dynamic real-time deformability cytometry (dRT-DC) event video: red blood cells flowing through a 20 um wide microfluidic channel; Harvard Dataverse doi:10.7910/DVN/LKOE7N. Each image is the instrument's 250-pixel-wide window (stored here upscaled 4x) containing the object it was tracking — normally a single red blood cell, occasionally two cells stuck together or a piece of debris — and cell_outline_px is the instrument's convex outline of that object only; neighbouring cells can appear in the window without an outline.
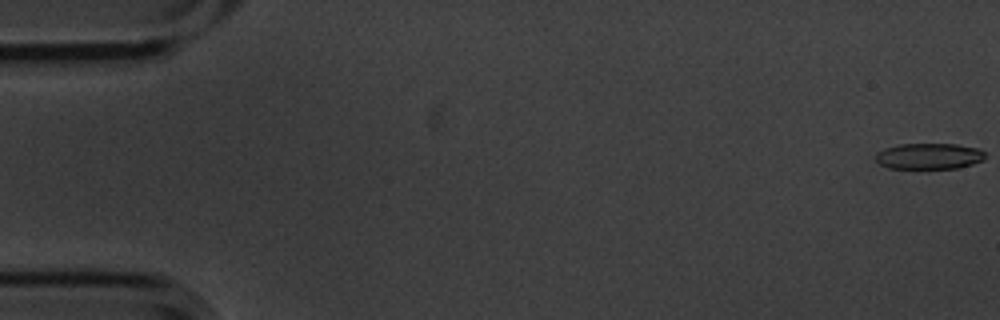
{"species": "common noctule bat (a hibernating species)", "species_latin": "Nyctalus noctula", "temperature_condition": "cold", "stored_images_in_passage": 7, "camera_frame_rate_fps": 3000, "um_per_image_px": 0.085, "animal": {"sex": "male", "body_mass_g": 20.1, "forearm_length_mm": 53.5}, "frame": {"image": 1, "passage_image": 1, "time_ms": 0.0, "image_size_px": [1000, 320], "cell_outline_px": [[984, 160], [972, 164], [956, 168], [888, 168], [880, 164], [876, 160], [876, 152], [884, 148], [900, 144], [956, 144], [976, 148], [984, 152]], "centroid_in_image_um": [78.94, 13.27], "position_along_channel_um": 6.1, "area_um2": 16.47}}
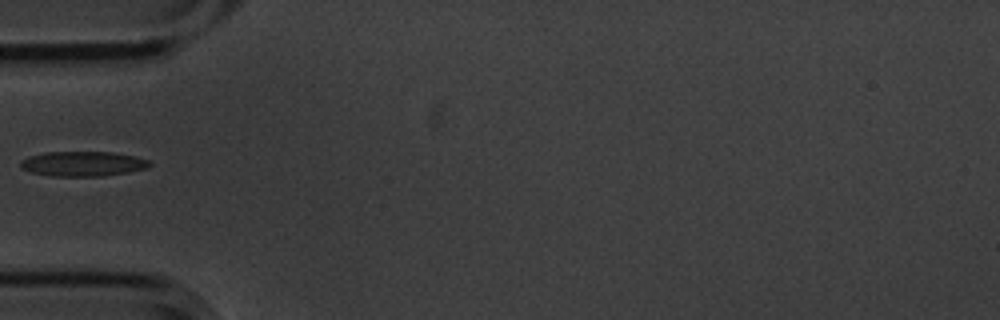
{"frame": {"image": 2, "passage_image": 6, "time_ms": 1.667, "image_size_px": [1000, 320], "cell_outline_px": [[152, 164], [148, 168], [128, 172], [104, 176], [52, 176], [32, 172], [20, 168], [20, 160], [28, 156], [44, 152], [112, 152], [136, 156], [148, 160]], "centroid_in_image_um": [7.04, 13.92], "position_along_channel_um": 78.0, "area_um2": 18.84}}
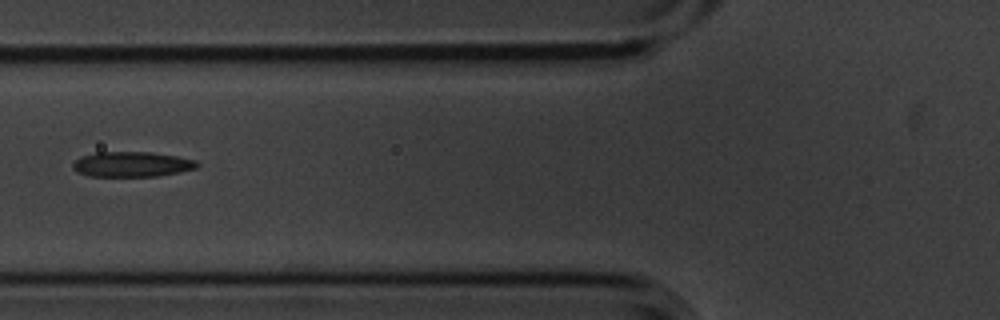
{"frame": {"image": 3, "passage_image": 7, "time_ms": 2.0, "image_size_px": [1000, 320], "cell_outline_px": [[200, 164], [196, 168], [180, 172], [156, 176], [88, 176], [76, 172], [72, 168], [72, 164], [80, 156], [96, 152], [152, 152], [176, 156], [196, 160]], "centroid_in_image_um": [11.19, 13.96], "position_along_channel_um": 114.6, "area_um2": 18.32}}